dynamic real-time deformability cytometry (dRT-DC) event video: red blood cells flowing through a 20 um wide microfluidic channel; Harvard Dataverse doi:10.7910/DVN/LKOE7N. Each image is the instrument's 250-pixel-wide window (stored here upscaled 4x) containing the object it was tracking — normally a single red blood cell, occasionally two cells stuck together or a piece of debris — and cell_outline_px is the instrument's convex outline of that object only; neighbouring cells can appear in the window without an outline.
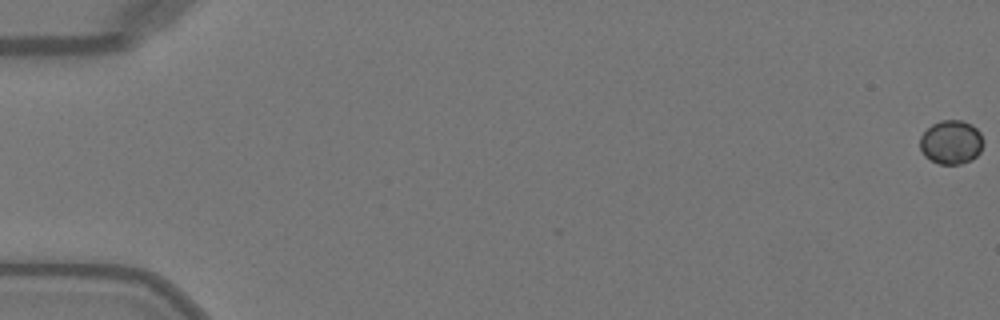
{"species": "Egyptian fruit bat (a non-hibernating species)", "species_latin": "Rousettus aegyptiacus", "temperature_condition": "warm", "stored_images_in_passage": 51, "camera_frame_rate_fps": 3000, "um_per_image_px": 0.085, "animal": {"sex": "female"}, "frame": {"image": 1, "passage_image": 1, "time_ms": 0.0, "image_size_px": [1000, 320], "cell_outline_px": [[984, 144], [980, 152], [972, 160], [960, 164], [940, 164], [924, 156], [920, 148], [920, 136], [932, 124], [940, 120], [960, 120], [972, 124], [980, 132], [984, 140]], "centroid_in_image_um": [80.87, 12.08], "position_along_channel_um": 4.1, "area_um2": 16.36}}
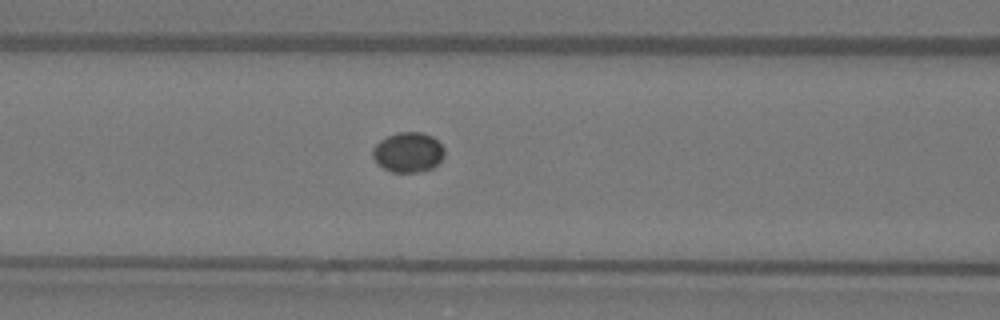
{"frame": {"image": 2, "passage_image": 23, "time_ms": 7.333, "image_size_px": [1000, 320], "cell_outline_px": [[444, 156], [432, 168], [416, 172], [392, 172], [384, 168], [372, 156], [372, 148], [380, 140], [388, 136], [400, 132], [424, 132], [432, 136], [444, 148]], "centroid_in_image_um": [34.69, 12.93], "position_along_channel_um": 131.9, "area_um2": 16.53}}
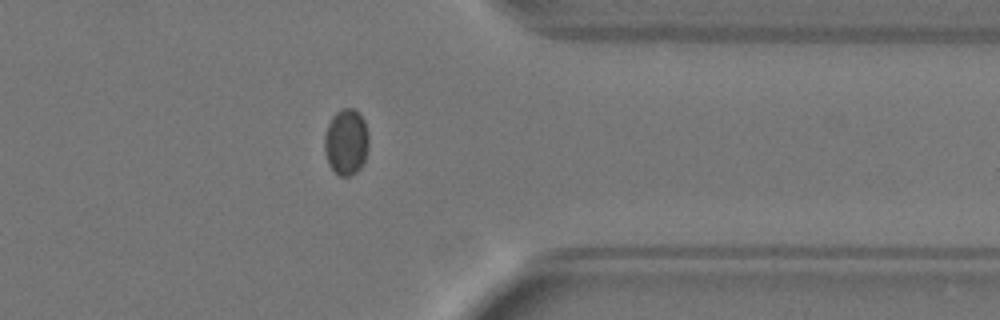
{"frame": {"image": 3, "passage_image": 42, "time_ms": 13.667, "image_size_px": [1000, 320], "cell_outline_px": [[368, 148], [364, 160], [360, 168], [356, 172], [348, 176], [340, 176], [328, 164], [324, 148], [324, 136], [328, 124], [332, 116], [336, 112], [344, 108], [352, 108], [360, 112], [364, 120], [368, 132]], "centroid_in_image_um": [29.43, 12.04], "position_along_channel_um": 382.0, "area_um2": 17.11}}